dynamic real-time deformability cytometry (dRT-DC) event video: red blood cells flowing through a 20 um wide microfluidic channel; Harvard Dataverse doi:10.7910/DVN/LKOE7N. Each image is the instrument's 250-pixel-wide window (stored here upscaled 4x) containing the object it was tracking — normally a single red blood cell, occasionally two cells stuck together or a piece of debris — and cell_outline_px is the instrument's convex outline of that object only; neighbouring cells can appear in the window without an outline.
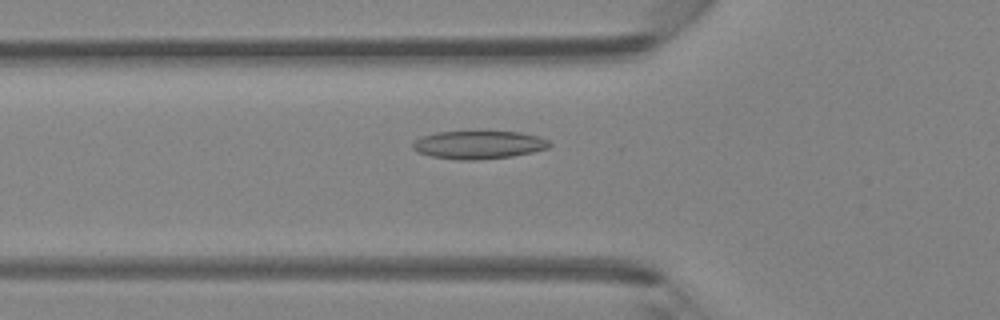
{"species": "Egyptian fruit bat (a non-hibernating species)", "species_latin": "Rousettus aegyptiacus", "temperature_condition": "room temperature", "stored_images_in_passage": 42, "camera_frame_rate_fps": 3000, "um_per_image_px": 0.085, "animal": {"sex": "female"}, "frame": {"image": 1, "passage_image": 16, "time_ms": 5.0, "image_size_px": [1000, 320], "cell_outline_px": [[552, 144], [548, 148], [532, 152], [512, 156], [480, 160], [460, 160], [432, 156], [416, 152], [412, 148], [412, 144], [416, 140], [424, 136], [436, 132], [520, 132], [536, 136], [548, 140]], "centroid_in_image_um": [40.68, 12.32], "position_along_channel_um": 85.1, "area_um2": 22.2}}
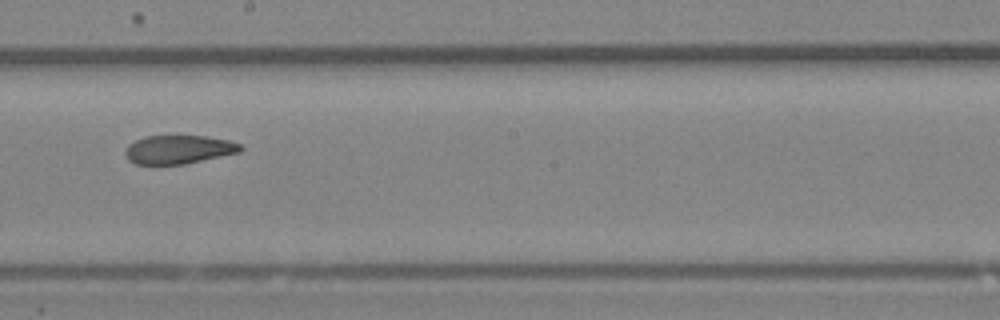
{"frame": {"image": 2, "passage_image": 26, "time_ms": 8.333, "image_size_px": [1000, 320], "cell_outline_px": [[244, 148], [240, 152], [184, 164], [136, 164], [128, 160], [124, 152], [128, 144], [144, 136], [204, 136], [228, 140], [240, 144]], "centroid_in_image_um": [15.17, 12.7], "position_along_channel_um": 233.0, "area_um2": 19.13}}
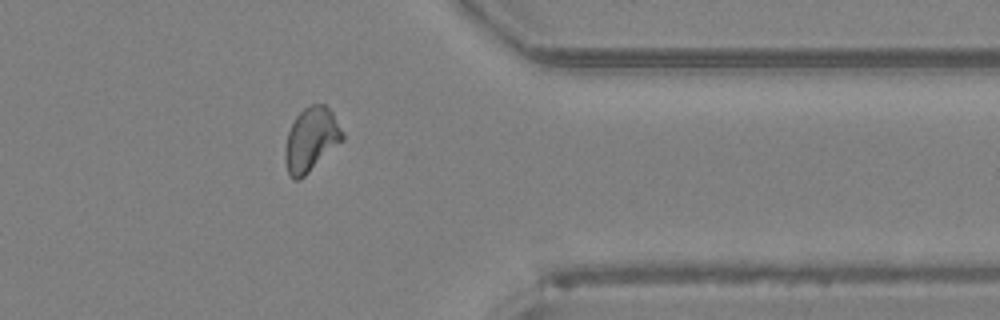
{"frame": {"image": 3, "passage_image": 37, "time_ms": 12.0, "image_size_px": [1000, 320], "cell_outline_px": [[344, 140], [300, 180], [292, 180], [288, 172], [284, 160], [284, 148], [288, 132], [296, 116], [304, 108], [312, 104], [324, 104], [332, 112], [344, 132]], "centroid_in_image_um": [26.44, 11.88], "position_along_channel_um": 385.0, "area_um2": 21.5}}